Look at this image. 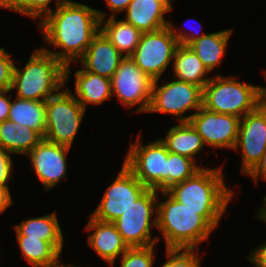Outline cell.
<instances>
[{
	"instance_id": "1",
	"label": "cell",
	"mask_w": 266,
	"mask_h": 267,
	"mask_svg": "<svg viewBox=\"0 0 266 267\" xmlns=\"http://www.w3.org/2000/svg\"><path fill=\"white\" fill-rule=\"evenodd\" d=\"M44 41L54 49L42 47L60 60L65 67V83L71 75V64L84 55L93 37L100 31L97 9L71 1L54 9L40 23Z\"/></svg>"
},
{
	"instance_id": "2",
	"label": "cell",
	"mask_w": 266,
	"mask_h": 267,
	"mask_svg": "<svg viewBox=\"0 0 266 267\" xmlns=\"http://www.w3.org/2000/svg\"><path fill=\"white\" fill-rule=\"evenodd\" d=\"M158 197L157 227L166 248L199 249L218 228L226 210H190L175 200L167 191Z\"/></svg>"
},
{
	"instance_id": "3",
	"label": "cell",
	"mask_w": 266,
	"mask_h": 267,
	"mask_svg": "<svg viewBox=\"0 0 266 267\" xmlns=\"http://www.w3.org/2000/svg\"><path fill=\"white\" fill-rule=\"evenodd\" d=\"M14 64L11 91L16 97L46 101L59 93L66 85L65 65L42 47L36 48L25 65Z\"/></svg>"
},
{
	"instance_id": "4",
	"label": "cell",
	"mask_w": 266,
	"mask_h": 267,
	"mask_svg": "<svg viewBox=\"0 0 266 267\" xmlns=\"http://www.w3.org/2000/svg\"><path fill=\"white\" fill-rule=\"evenodd\" d=\"M222 171L221 166L202 167L167 192L190 210H226L235 192L225 184Z\"/></svg>"
},
{
	"instance_id": "5",
	"label": "cell",
	"mask_w": 266,
	"mask_h": 267,
	"mask_svg": "<svg viewBox=\"0 0 266 267\" xmlns=\"http://www.w3.org/2000/svg\"><path fill=\"white\" fill-rule=\"evenodd\" d=\"M259 87L241 83L234 75L223 77L217 74L203 87L202 106L213 112L242 118L260 105Z\"/></svg>"
},
{
	"instance_id": "6",
	"label": "cell",
	"mask_w": 266,
	"mask_h": 267,
	"mask_svg": "<svg viewBox=\"0 0 266 267\" xmlns=\"http://www.w3.org/2000/svg\"><path fill=\"white\" fill-rule=\"evenodd\" d=\"M159 192L147 189L133 205L113 221L117 231L129 248L158 245L160 234L152 237V228L157 227Z\"/></svg>"
},
{
	"instance_id": "7",
	"label": "cell",
	"mask_w": 266,
	"mask_h": 267,
	"mask_svg": "<svg viewBox=\"0 0 266 267\" xmlns=\"http://www.w3.org/2000/svg\"><path fill=\"white\" fill-rule=\"evenodd\" d=\"M45 108L46 130L43 138L71 148L86 110L67 86L49 97L45 101Z\"/></svg>"
},
{
	"instance_id": "8",
	"label": "cell",
	"mask_w": 266,
	"mask_h": 267,
	"mask_svg": "<svg viewBox=\"0 0 266 267\" xmlns=\"http://www.w3.org/2000/svg\"><path fill=\"white\" fill-rule=\"evenodd\" d=\"M124 157V165L147 188L166 191L168 150L159 139L144 144L138 134ZM143 143V144H142Z\"/></svg>"
},
{
	"instance_id": "9",
	"label": "cell",
	"mask_w": 266,
	"mask_h": 267,
	"mask_svg": "<svg viewBox=\"0 0 266 267\" xmlns=\"http://www.w3.org/2000/svg\"><path fill=\"white\" fill-rule=\"evenodd\" d=\"M163 81L162 85H158L159 79L153 81L150 106L146 113L170 114L178 123L189 121L202 107L203 89L173 78L166 83ZM189 110L195 112L184 115Z\"/></svg>"
},
{
	"instance_id": "10",
	"label": "cell",
	"mask_w": 266,
	"mask_h": 267,
	"mask_svg": "<svg viewBox=\"0 0 266 267\" xmlns=\"http://www.w3.org/2000/svg\"><path fill=\"white\" fill-rule=\"evenodd\" d=\"M178 41L169 26L153 32L142 33L140 42L130 56L136 65L153 81L160 80L175 54Z\"/></svg>"
},
{
	"instance_id": "11",
	"label": "cell",
	"mask_w": 266,
	"mask_h": 267,
	"mask_svg": "<svg viewBox=\"0 0 266 267\" xmlns=\"http://www.w3.org/2000/svg\"><path fill=\"white\" fill-rule=\"evenodd\" d=\"M112 95L128 109L146 113L150 106L153 80L147 76L130 56H125L111 78Z\"/></svg>"
},
{
	"instance_id": "12",
	"label": "cell",
	"mask_w": 266,
	"mask_h": 267,
	"mask_svg": "<svg viewBox=\"0 0 266 267\" xmlns=\"http://www.w3.org/2000/svg\"><path fill=\"white\" fill-rule=\"evenodd\" d=\"M113 182L105 190L100 203L90 214L105 222H113L128 210L147 188L124 165Z\"/></svg>"
},
{
	"instance_id": "13",
	"label": "cell",
	"mask_w": 266,
	"mask_h": 267,
	"mask_svg": "<svg viewBox=\"0 0 266 267\" xmlns=\"http://www.w3.org/2000/svg\"><path fill=\"white\" fill-rule=\"evenodd\" d=\"M266 150V109L260 105L240 119L234 151H240L241 173L247 175Z\"/></svg>"
},
{
	"instance_id": "14",
	"label": "cell",
	"mask_w": 266,
	"mask_h": 267,
	"mask_svg": "<svg viewBox=\"0 0 266 267\" xmlns=\"http://www.w3.org/2000/svg\"><path fill=\"white\" fill-rule=\"evenodd\" d=\"M240 119L237 116L210 111L202 106L189 122L203 138L206 146L233 151L238 138Z\"/></svg>"
},
{
	"instance_id": "15",
	"label": "cell",
	"mask_w": 266,
	"mask_h": 267,
	"mask_svg": "<svg viewBox=\"0 0 266 267\" xmlns=\"http://www.w3.org/2000/svg\"><path fill=\"white\" fill-rule=\"evenodd\" d=\"M71 148L42 139L26 156L46 192L68 179L67 156Z\"/></svg>"
},
{
	"instance_id": "16",
	"label": "cell",
	"mask_w": 266,
	"mask_h": 267,
	"mask_svg": "<svg viewBox=\"0 0 266 267\" xmlns=\"http://www.w3.org/2000/svg\"><path fill=\"white\" fill-rule=\"evenodd\" d=\"M84 230L92 232L87 238L91 249L110 266L129 248L113 222L101 221L90 215Z\"/></svg>"
},
{
	"instance_id": "17",
	"label": "cell",
	"mask_w": 266,
	"mask_h": 267,
	"mask_svg": "<svg viewBox=\"0 0 266 267\" xmlns=\"http://www.w3.org/2000/svg\"><path fill=\"white\" fill-rule=\"evenodd\" d=\"M124 57L107 37L99 31L77 63L81 64L84 71L111 79Z\"/></svg>"
},
{
	"instance_id": "18",
	"label": "cell",
	"mask_w": 266,
	"mask_h": 267,
	"mask_svg": "<svg viewBox=\"0 0 266 267\" xmlns=\"http://www.w3.org/2000/svg\"><path fill=\"white\" fill-rule=\"evenodd\" d=\"M174 0H132L126 10L125 20L142 33L153 32L168 26L165 14L173 10Z\"/></svg>"
},
{
	"instance_id": "19",
	"label": "cell",
	"mask_w": 266,
	"mask_h": 267,
	"mask_svg": "<svg viewBox=\"0 0 266 267\" xmlns=\"http://www.w3.org/2000/svg\"><path fill=\"white\" fill-rule=\"evenodd\" d=\"M74 75L75 88L74 93L71 92V94L85 110L88 104L101 105L113 96L111 79L83 69L77 70Z\"/></svg>"
},
{
	"instance_id": "20",
	"label": "cell",
	"mask_w": 266,
	"mask_h": 267,
	"mask_svg": "<svg viewBox=\"0 0 266 267\" xmlns=\"http://www.w3.org/2000/svg\"><path fill=\"white\" fill-rule=\"evenodd\" d=\"M97 13L100 19V31L123 56H131L140 42L142 32L125 19L107 18L108 13L101 10H97Z\"/></svg>"
},
{
	"instance_id": "21",
	"label": "cell",
	"mask_w": 266,
	"mask_h": 267,
	"mask_svg": "<svg viewBox=\"0 0 266 267\" xmlns=\"http://www.w3.org/2000/svg\"><path fill=\"white\" fill-rule=\"evenodd\" d=\"M173 79L203 87L209 82L208 70L189 46L179 45L172 60Z\"/></svg>"
},
{
	"instance_id": "22",
	"label": "cell",
	"mask_w": 266,
	"mask_h": 267,
	"mask_svg": "<svg viewBox=\"0 0 266 267\" xmlns=\"http://www.w3.org/2000/svg\"><path fill=\"white\" fill-rule=\"evenodd\" d=\"M169 152L186 156L197 163V154L206 147L203 138L189 121L171 127L166 136L160 138Z\"/></svg>"
},
{
	"instance_id": "23",
	"label": "cell",
	"mask_w": 266,
	"mask_h": 267,
	"mask_svg": "<svg viewBox=\"0 0 266 267\" xmlns=\"http://www.w3.org/2000/svg\"><path fill=\"white\" fill-rule=\"evenodd\" d=\"M232 33L233 29H223L203 35L189 45L209 73L220 66Z\"/></svg>"
},
{
	"instance_id": "24",
	"label": "cell",
	"mask_w": 266,
	"mask_h": 267,
	"mask_svg": "<svg viewBox=\"0 0 266 267\" xmlns=\"http://www.w3.org/2000/svg\"><path fill=\"white\" fill-rule=\"evenodd\" d=\"M43 137L35 130L9 120L0 123V147L13 155H27Z\"/></svg>"
},
{
	"instance_id": "25",
	"label": "cell",
	"mask_w": 266,
	"mask_h": 267,
	"mask_svg": "<svg viewBox=\"0 0 266 267\" xmlns=\"http://www.w3.org/2000/svg\"><path fill=\"white\" fill-rule=\"evenodd\" d=\"M22 257L33 267H48L61 258L64 242H47L28 236H16Z\"/></svg>"
},
{
	"instance_id": "26",
	"label": "cell",
	"mask_w": 266,
	"mask_h": 267,
	"mask_svg": "<svg viewBox=\"0 0 266 267\" xmlns=\"http://www.w3.org/2000/svg\"><path fill=\"white\" fill-rule=\"evenodd\" d=\"M8 120L20 126L31 128L44 137L46 130L45 101L15 97L10 105Z\"/></svg>"
},
{
	"instance_id": "27",
	"label": "cell",
	"mask_w": 266,
	"mask_h": 267,
	"mask_svg": "<svg viewBox=\"0 0 266 267\" xmlns=\"http://www.w3.org/2000/svg\"><path fill=\"white\" fill-rule=\"evenodd\" d=\"M16 236L40 239L47 242H64L56 212L41 217H32L14 225Z\"/></svg>"
},
{
	"instance_id": "28",
	"label": "cell",
	"mask_w": 266,
	"mask_h": 267,
	"mask_svg": "<svg viewBox=\"0 0 266 267\" xmlns=\"http://www.w3.org/2000/svg\"><path fill=\"white\" fill-rule=\"evenodd\" d=\"M202 166L194 160L168 151L166 167V191L173 185L192 177Z\"/></svg>"
},
{
	"instance_id": "29",
	"label": "cell",
	"mask_w": 266,
	"mask_h": 267,
	"mask_svg": "<svg viewBox=\"0 0 266 267\" xmlns=\"http://www.w3.org/2000/svg\"><path fill=\"white\" fill-rule=\"evenodd\" d=\"M54 0H9L2 8L9 9L30 19H38L40 23L54 8L50 4ZM71 0H55L56 9Z\"/></svg>"
},
{
	"instance_id": "30",
	"label": "cell",
	"mask_w": 266,
	"mask_h": 267,
	"mask_svg": "<svg viewBox=\"0 0 266 267\" xmlns=\"http://www.w3.org/2000/svg\"><path fill=\"white\" fill-rule=\"evenodd\" d=\"M155 246L128 248L119 258L120 267H153Z\"/></svg>"
},
{
	"instance_id": "31",
	"label": "cell",
	"mask_w": 266,
	"mask_h": 267,
	"mask_svg": "<svg viewBox=\"0 0 266 267\" xmlns=\"http://www.w3.org/2000/svg\"><path fill=\"white\" fill-rule=\"evenodd\" d=\"M166 262L160 267H201L198 249L166 248Z\"/></svg>"
},
{
	"instance_id": "32",
	"label": "cell",
	"mask_w": 266,
	"mask_h": 267,
	"mask_svg": "<svg viewBox=\"0 0 266 267\" xmlns=\"http://www.w3.org/2000/svg\"><path fill=\"white\" fill-rule=\"evenodd\" d=\"M12 56L13 54L0 47V91L11 89L15 64V59Z\"/></svg>"
},
{
	"instance_id": "33",
	"label": "cell",
	"mask_w": 266,
	"mask_h": 267,
	"mask_svg": "<svg viewBox=\"0 0 266 267\" xmlns=\"http://www.w3.org/2000/svg\"><path fill=\"white\" fill-rule=\"evenodd\" d=\"M9 151L0 147V185L9 188V180L12 176L13 161Z\"/></svg>"
},
{
	"instance_id": "34",
	"label": "cell",
	"mask_w": 266,
	"mask_h": 267,
	"mask_svg": "<svg viewBox=\"0 0 266 267\" xmlns=\"http://www.w3.org/2000/svg\"><path fill=\"white\" fill-rule=\"evenodd\" d=\"M168 26L171 29L172 34L178 41L179 45H183V46H189L193 41L199 39L203 35H206L202 33V31L200 33L198 31L195 32V30H192V28H191V32L189 31L190 29L188 30L189 32H187L186 30L184 31L182 30L183 29L182 27L184 26H182L181 29L180 28L175 29V26L171 21H169ZM192 31H194V33H192Z\"/></svg>"
},
{
	"instance_id": "35",
	"label": "cell",
	"mask_w": 266,
	"mask_h": 267,
	"mask_svg": "<svg viewBox=\"0 0 266 267\" xmlns=\"http://www.w3.org/2000/svg\"><path fill=\"white\" fill-rule=\"evenodd\" d=\"M246 259L254 267H266V241L262 245L260 244L259 247L251 249Z\"/></svg>"
},
{
	"instance_id": "36",
	"label": "cell",
	"mask_w": 266,
	"mask_h": 267,
	"mask_svg": "<svg viewBox=\"0 0 266 267\" xmlns=\"http://www.w3.org/2000/svg\"><path fill=\"white\" fill-rule=\"evenodd\" d=\"M247 176L251 177L255 184L258 183V179H263L266 181V150L262 154L260 161L256 164V166L247 174Z\"/></svg>"
},
{
	"instance_id": "37",
	"label": "cell",
	"mask_w": 266,
	"mask_h": 267,
	"mask_svg": "<svg viewBox=\"0 0 266 267\" xmlns=\"http://www.w3.org/2000/svg\"><path fill=\"white\" fill-rule=\"evenodd\" d=\"M10 92H11L10 89L0 91V123H2L5 120H8L9 117L12 96L11 94H9L10 97H8L9 95L7 94Z\"/></svg>"
},
{
	"instance_id": "38",
	"label": "cell",
	"mask_w": 266,
	"mask_h": 267,
	"mask_svg": "<svg viewBox=\"0 0 266 267\" xmlns=\"http://www.w3.org/2000/svg\"><path fill=\"white\" fill-rule=\"evenodd\" d=\"M131 1L132 0H104L107 9L111 11V15L109 17H116L119 13L126 12Z\"/></svg>"
},
{
	"instance_id": "39",
	"label": "cell",
	"mask_w": 266,
	"mask_h": 267,
	"mask_svg": "<svg viewBox=\"0 0 266 267\" xmlns=\"http://www.w3.org/2000/svg\"><path fill=\"white\" fill-rule=\"evenodd\" d=\"M13 205V199L10 193V189L0 185V214Z\"/></svg>"
},
{
	"instance_id": "40",
	"label": "cell",
	"mask_w": 266,
	"mask_h": 267,
	"mask_svg": "<svg viewBox=\"0 0 266 267\" xmlns=\"http://www.w3.org/2000/svg\"><path fill=\"white\" fill-rule=\"evenodd\" d=\"M256 218H259L261 221L266 223V195L263 197V205L259 208V211L256 213Z\"/></svg>"
},
{
	"instance_id": "41",
	"label": "cell",
	"mask_w": 266,
	"mask_h": 267,
	"mask_svg": "<svg viewBox=\"0 0 266 267\" xmlns=\"http://www.w3.org/2000/svg\"><path fill=\"white\" fill-rule=\"evenodd\" d=\"M263 74L266 80V71H264ZM259 93H260V106L266 109V86H260Z\"/></svg>"
},
{
	"instance_id": "42",
	"label": "cell",
	"mask_w": 266,
	"mask_h": 267,
	"mask_svg": "<svg viewBox=\"0 0 266 267\" xmlns=\"http://www.w3.org/2000/svg\"><path fill=\"white\" fill-rule=\"evenodd\" d=\"M48 267H80V266H73L71 264L65 265V263H62V260H59L57 263L50 265Z\"/></svg>"
},
{
	"instance_id": "43",
	"label": "cell",
	"mask_w": 266,
	"mask_h": 267,
	"mask_svg": "<svg viewBox=\"0 0 266 267\" xmlns=\"http://www.w3.org/2000/svg\"><path fill=\"white\" fill-rule=\"evenodd\" d=\"M9 0H0V7L2 8Z\"/></svg>"
}]
</instances>
